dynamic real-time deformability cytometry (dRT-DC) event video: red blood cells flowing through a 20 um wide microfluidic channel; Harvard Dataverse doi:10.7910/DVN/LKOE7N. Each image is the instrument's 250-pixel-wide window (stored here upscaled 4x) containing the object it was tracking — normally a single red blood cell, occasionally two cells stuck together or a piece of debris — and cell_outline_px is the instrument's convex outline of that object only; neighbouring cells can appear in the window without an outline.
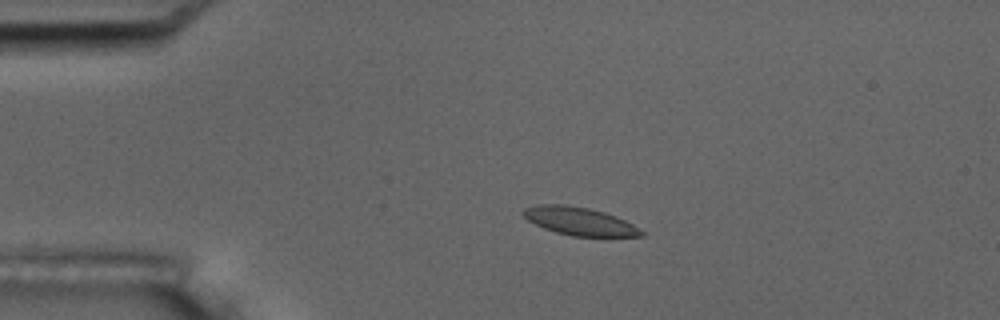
{"species": "common noctule bat (a hibernating species)", "species_latin": "Nyctalus noctula", "temperature_condition": "room temperature", "stored_images_in_passage": 4, "camera_frame_rate_fps": 3000, "um_per_image_px": 0.085, "animal": {"sex": "male", "body_mass_g": 17.5, "forearm_length_mm": 52.3}, "frame": {"image": 1, "passage_image": 3, "time_ms": 2.0, "image_size_px": [1000, 320], "cell_outline_px": [[644, 236], [572, 236], [556, 232], [544, 228], [528, 220], [520, 212], [524, 208], [536, 204], [564, 204], [588, 208], [604, 212], [616, 216], [632, 224], [644, 232]], "centroid_in_image_um": [49.22, 18.79], "position_along_channel_um": 35.8, "area_um2": 19.19}}